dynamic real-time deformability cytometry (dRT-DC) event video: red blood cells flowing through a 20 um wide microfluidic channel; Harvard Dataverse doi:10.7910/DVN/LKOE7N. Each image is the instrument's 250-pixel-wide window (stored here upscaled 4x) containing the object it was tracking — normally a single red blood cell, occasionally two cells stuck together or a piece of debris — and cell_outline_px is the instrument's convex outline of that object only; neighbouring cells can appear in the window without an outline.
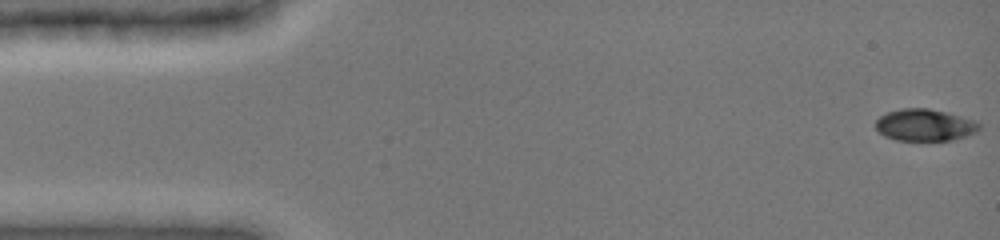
{"species": "common noctule bat (a hibernating species)", "species_latin": "Nyctalus noctula", "temperature_condition": "cold", "stored_images_in_passage": 48, "camera_frame_rate_fps": 3000, "um_per_image_px": 0.085, "animal": {"sex": "female", "body_mass_g": 19.0, "forearm_length_mm": 51.5}, "frame": {"image": 1, "passage_image": 1, "time_ms": 0.0, "image_size_px": [1000, 240], "cell_outline_px": [[980, 128], [976, 132], [968, 136], [952, 140], [896, 140], [884, 136], [876, 128], [876, 120], [880, 116], [888, 112], [904, 108], [928, 108], [948, 112], [972, 120], [980, 124]], "centroid_in_image_um": [78.61, 10.63], "position_along_channel_um": 6.4, "area_um2": 19.19}}
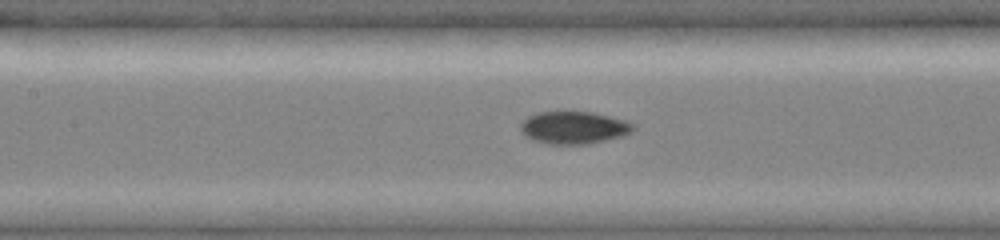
{"frame": {"image": 2, "passage_image": 22, "time_ms": 7.0, "image_size_px": [1000, 240], "cell_outline_px": [[636, 128], [632, 132], [624, 136], [584, 144], [548, 144], [532, 140], [520, 128], [520, 124], [528, 116], [536, 112], [592, 112], [624, 120], [636, 124]], "centroid_in_image_um": [48.8, 10.84], "position_along_channel_um": 158.6, "area_um2": 21.21}}
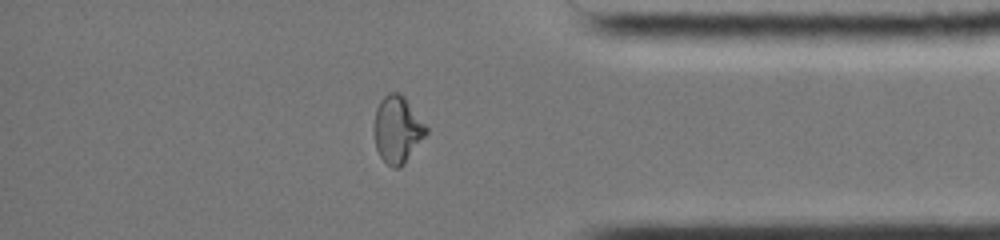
{"frame": {"image": 3, "passage_image": 41, "time_ms": 13.333, "image_size_px": [1000, 240], "cell_outline_px": [[428, 132], [404, 164], [400, 168], [392, 168], [380, 156], [376, 148], [372, 128], [376, 108], [380, 100], [388, 92], [400, 92], [404, 96], [428, 128]], "centroid_in_image_um": [33.75, 10.99], "position_along_channel_um": 401.5, "area_um2": 20.52}, "authors_computed_cell_mechanics": {"area_um2": 20.5479, "velocity_mm_per_s": 3.9689, "shape_relaxation_time_tau1_ms": 11.1531, "shape_relaxation_time_tau2_ms": 1.5251, "deformation_change_tau1": 0.3258, "deformation_change_tau2": 0.0444}}